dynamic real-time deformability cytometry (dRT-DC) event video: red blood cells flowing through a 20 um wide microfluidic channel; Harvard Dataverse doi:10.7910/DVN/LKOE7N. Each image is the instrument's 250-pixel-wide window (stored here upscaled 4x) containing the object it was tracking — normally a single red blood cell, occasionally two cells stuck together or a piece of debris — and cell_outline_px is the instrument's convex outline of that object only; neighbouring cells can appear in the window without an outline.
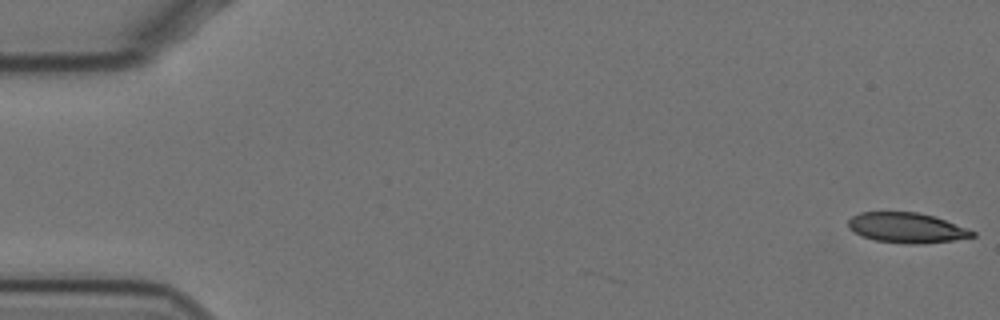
{"species": "Egyptian fruit bat (a non-hibernating species)", "species_latin": "Rousettus aegyptiacus", "temperature_condition": "cold", "stored_images_in_passage": 8, "camera_frame_rate_fps": 3000, "um_per_image_px": 0.085, "animal": {"sex": "female"}, "frame": {"image": 1, "passage_image": 1, "time_ms": 0.0, "image_size_px": [1000, 320], "cell_outline_px": [[976, 236], [952, 240], [924, 244], [904, 244], [876, 240], [864, 236], [848, 228], [848, 220], [852, 216], [860, 212], [916, 212], [932, 216], [968, 228], [976, 232]], "centroid_in_image_um": [77.08, 19.36], "position_along_channel_um": 7.9, "area_um2": 21.68}}